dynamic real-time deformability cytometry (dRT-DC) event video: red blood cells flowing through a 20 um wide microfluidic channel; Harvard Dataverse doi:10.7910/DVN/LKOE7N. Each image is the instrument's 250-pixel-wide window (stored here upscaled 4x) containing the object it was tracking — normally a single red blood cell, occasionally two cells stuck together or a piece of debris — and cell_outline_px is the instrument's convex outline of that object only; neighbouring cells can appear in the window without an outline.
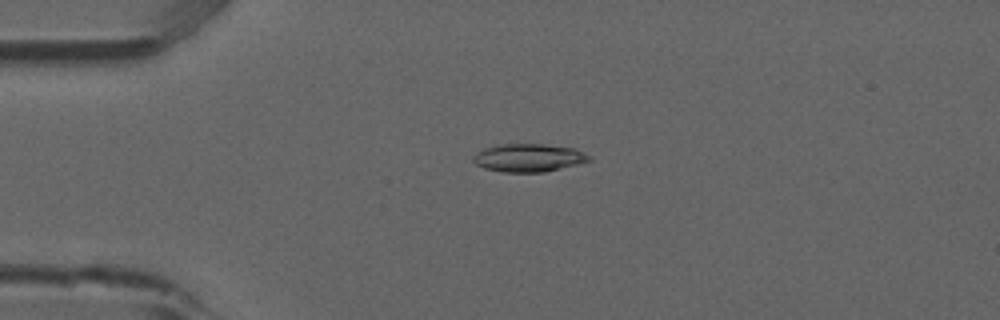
{"species": "common noctule bat (a hibernating species)", "species_latin": "Nyctalus noctula", "temperature_condition": "room temperature", "stored_images_in_passage": 53, "camera_frame_rate_fps": 3000, "um_per_image_px": 0.085, "animal": {"sex": "male", "forearm_length_mm": 52.5}, "frame": {"image": 1, "passage_image": 13, "time_ms": 4.0, "image_size_px": [1000, 320], "cell_outline_px": [[592, 160], [544, 172], [504, 172], [484, 168], [476, 164], [472, 160], [472, 156], [484, 148], [496, 144], [544, 144], [576, 148], [592, 156]], "centroid_in_image_um": [44.94, 13.4], "position_along_channel_um": 40.1, "area_um2": 19.02}}
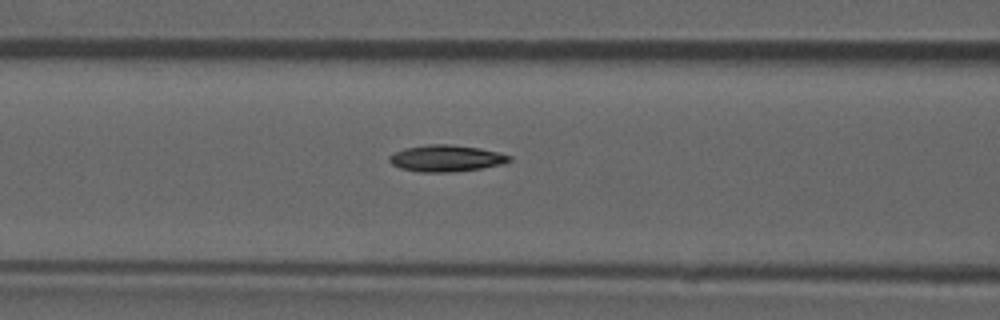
{"frame": {"image": 2, "passage_image": 22, "time_ms": 7.0, "image_size_px": [1000, 320], "cell_outline_px": [[512, 160], [504, 164], [480, 168], [452, 172], [420, 172], [400, 168], [392, 164], [388, 160], [388, 156], [404, 148], [428, 144], [448, 144], [480, 148], [512, 156]], "centroid_in_image_um": [37.92, 13.45], "position_along_channel_um": 128.7, "area_um2": 18.55}}
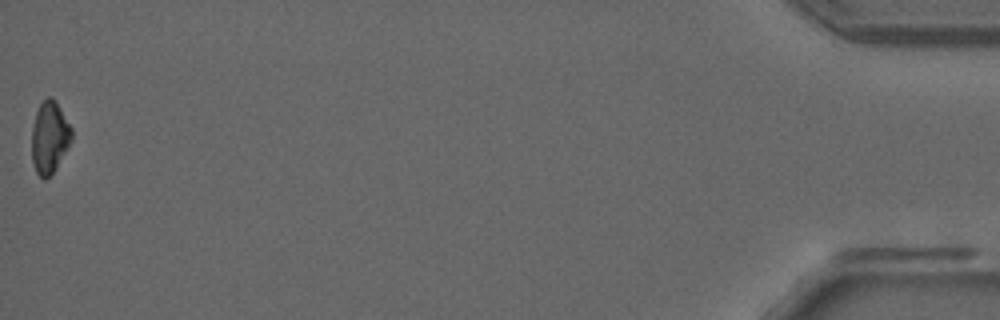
{"frame": {"image": 3, "passage_image": 53, "time_ms": 17.333, "image_size_px": [1000, 320], "cell_outline_px": [[72, 140], [56, 168], [44, 180], [36, 172], [32, 160], [32, 128], [36, 112], [40, 104], [48, 96], [52, 96], [56, 100], [72, 128]], "centroid_in_image_um": [4.22, 11.64], "position_along_channel_um": 431.0, "area_um2": 16.7}, "authors_computed_cell_mechanics": {"area_um2": 18.0336, "velocity_mm_per_s": 3.9051, "shape_relaxation_time_tau1_ms": 8.4141, "shape_relaxation_time_tau2_ms": null, "deformation_change_tau1": 0.2023, "deformation_change_tau2": null}}